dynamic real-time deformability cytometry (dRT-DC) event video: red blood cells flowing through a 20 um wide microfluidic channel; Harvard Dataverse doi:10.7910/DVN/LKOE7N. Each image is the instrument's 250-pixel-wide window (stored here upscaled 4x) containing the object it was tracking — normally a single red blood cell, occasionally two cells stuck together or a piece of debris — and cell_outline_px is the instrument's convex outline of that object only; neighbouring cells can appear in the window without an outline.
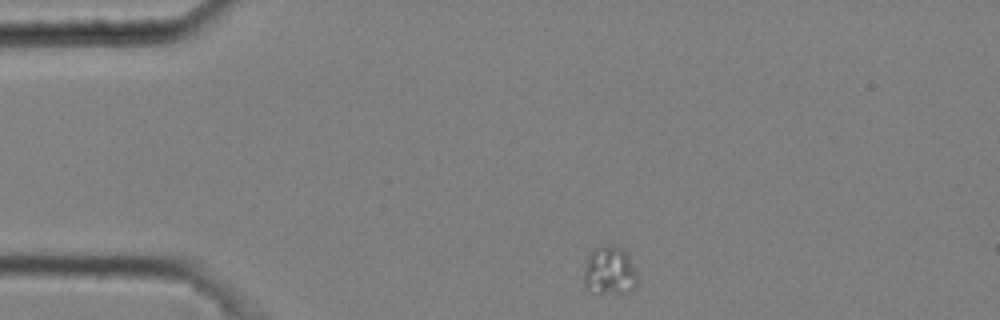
{"species": "common noctule bat (a hibernating species)", "species_latin": "Nyctalus noctula", "temperature_condition": "cold", "stored_images_in_passage": 2, "camera_frame_rate_fps": 3000, "um_per_image_px": 0.085, "animal": {"sex": "male", "body_mass_g": 20.4}, "frame": {"image": 1, "passage_image": 2, "time_ms": 0.333, "image_size_px": [1000, 320], "cell_outline_px": [[636, 288], [620, 292], [596, 292], [588, 288], [584, 280], [584, 268], [588, 256], [596, 248], [620, 248], [628, 256], [636, 272]], "centroid_in_image_um": [51.81, 23.05], "position_along_channel_um": 33.2, "area_um2": 14.16}}